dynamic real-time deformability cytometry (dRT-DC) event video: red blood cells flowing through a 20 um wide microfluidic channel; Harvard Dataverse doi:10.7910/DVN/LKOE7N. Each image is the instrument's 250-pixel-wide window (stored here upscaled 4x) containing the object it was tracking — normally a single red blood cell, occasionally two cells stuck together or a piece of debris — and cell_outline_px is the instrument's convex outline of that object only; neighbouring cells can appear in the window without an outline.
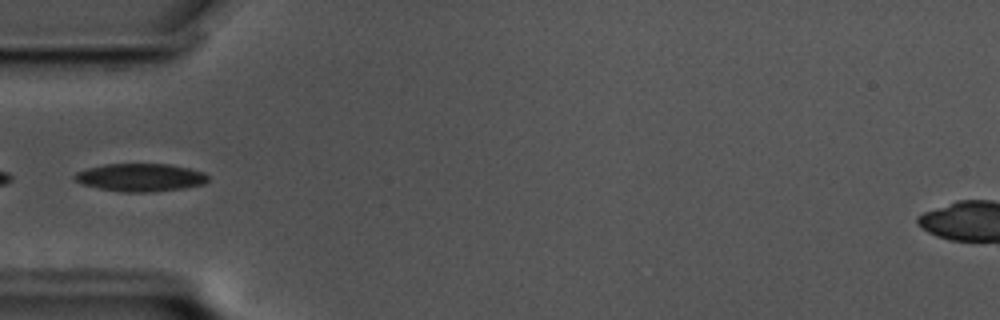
{"species": "common noctule bat (a hibernating species)", "species_latin": "Nyctalus noctula", "temperature_condition": "cold", "stored_images_in_passage": 40, "camera_frame_rate_fps": 3000, "um_per_image_px": 0.085, "animal": {"sex": "male", "body_mass_g": 17.5, "forearm_length_mm": 52.3}, "frame": {"image": 1, "passage_image": 1, "time_ms": 0.0, "image_size_px": [1000, 320], "cell_outline_px": [[208, 180], [204, 184], [180, 188], [148, 192], [120, 192], [100, 188], [84, 184], [76, 180], [72, 176], [76, 172], [88, 168], [104, 164], [168, 164], [188, 168], [204, 172], [208, 176]], "centroid_in_image_um": [11.93, 15.07], "position_along_channel_um": 73.1, "area_um2": 21.44}}